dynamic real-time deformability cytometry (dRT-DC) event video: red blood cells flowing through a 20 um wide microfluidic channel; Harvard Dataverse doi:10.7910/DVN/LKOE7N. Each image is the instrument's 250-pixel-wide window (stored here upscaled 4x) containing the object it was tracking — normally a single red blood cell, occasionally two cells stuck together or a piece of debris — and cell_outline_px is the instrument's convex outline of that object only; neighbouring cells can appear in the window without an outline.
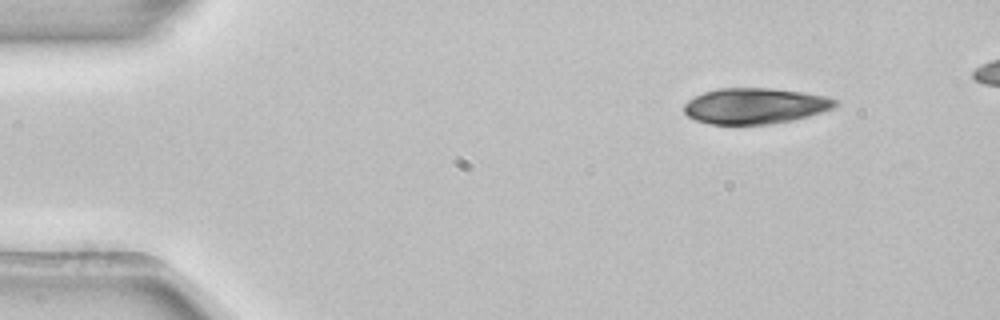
{"species": "common noctule bat (a hibernating species)", "species_latin": "Nyctalus noctula", "temperature_condition": "room temperature", "stored_images_in_passage": 4, "segment_of_instrument_passage": [1, 2], "camera_frame_rate_fps": 3000, "um_per_image_px": 0.085, "animal": {"sex": "female", "body_mass_g": 22.7, "forearm_length_mm": 54.2}, "frame": {"image": 1, "passage_image": 1, "time_ms": 0.0, "image_size_px": [1000, 320], "cell_outline_px": [[840, 104], [832, 108], [808, 116], [792, 120], [772, 124], [708, 124], [696, 120], [688, 116], [684, 112], [684, 104], [688, 100], [704, 92], [720, 88], [768, 88], [804, 92], [828, 96], [840, 100]], "centroid_in_image_um": [64.21, 9.0], "position_along_channel_um": 20.8, "area_um2": 31.67}}